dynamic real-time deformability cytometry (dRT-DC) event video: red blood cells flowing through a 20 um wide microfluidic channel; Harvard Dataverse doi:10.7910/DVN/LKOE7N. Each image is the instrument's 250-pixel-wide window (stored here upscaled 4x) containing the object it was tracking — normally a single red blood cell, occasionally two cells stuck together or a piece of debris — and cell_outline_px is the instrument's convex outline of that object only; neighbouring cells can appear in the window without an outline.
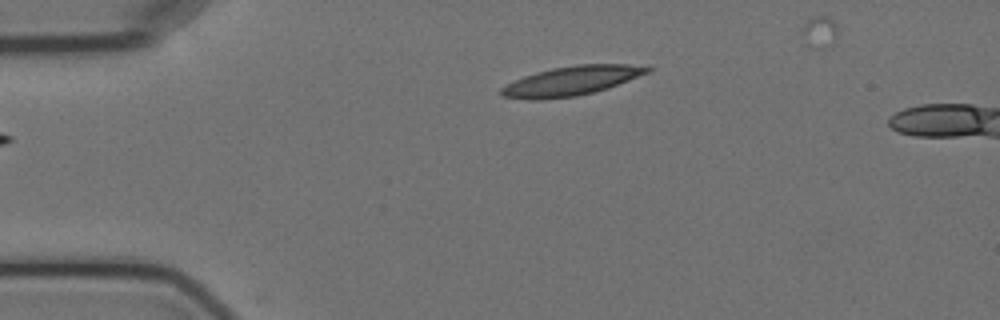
{"species": "Egyptian fruit bat (a non-hibernating species)", "species_latin": "Rousettus aegyptiacus", "temperature_condition": "cold", "stored_images_in_passage": 5, "camera_frame_rate_fps": 3000, "um_per_image_px": 0.085, "animal": {"sex": "female"}, "frame": {"image": 1, "passage_image": 5, "time_ms": 5.333, "image_size_px": [1000, 320], "cell_outline_px": [[652, 68], [648, 72], [608, 88], [576, 96], [540, 100], [528, 100], [500, 96], [500, 88], [524, 76], [536, 72], [552, 68], [576, 64], [628, 64]], "centroid_in_image_um": [48.5, 6.88], "position_along_channel_um": 36.5, "area_um2": 24.74}}